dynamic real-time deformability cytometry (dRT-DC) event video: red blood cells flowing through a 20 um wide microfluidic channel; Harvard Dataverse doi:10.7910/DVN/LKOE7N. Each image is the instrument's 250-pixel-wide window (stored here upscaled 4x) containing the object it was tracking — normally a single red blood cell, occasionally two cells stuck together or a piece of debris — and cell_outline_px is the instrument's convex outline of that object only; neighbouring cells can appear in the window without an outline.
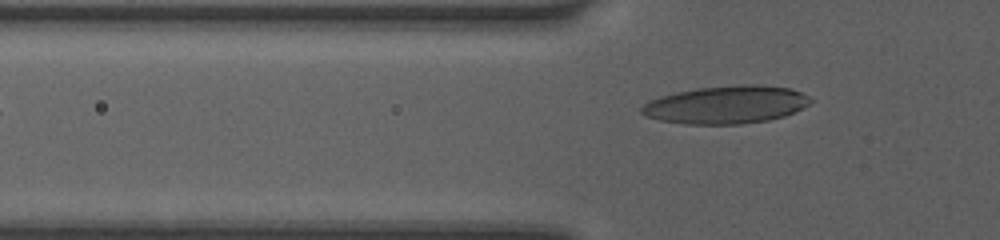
{"species": "human", "species_latin": "Homo sapiens", "temperature_condition": "room temperature", "stored_images_in_passage": 4, "segment_of_instrument_passage": [2, 2], "camera_frame_rate_fps": 3000, "um_per_image_px": 0.085, "donor": {"sex": "female"}, "frame": {"image": 1, "passage_image": 4, "time_ms": 2.667, "image_size_px": [1000, 240], "cell_outline_px": [[812, 100], [808, 104], [784, 116], [768, 120], [740, 124], [684, 124], [660, 120], [648, 116], [640, 112], [640, 108], [648, 100], [660, 96], [676, 92], [696, 88], [740, 84], [760, 84], [788, 88], [800, 92], [808, 96]], "centroid_in_image_um": [61.68, 8.89], "position_along_channel_um": 64.1, "area_um2": 37.17}}